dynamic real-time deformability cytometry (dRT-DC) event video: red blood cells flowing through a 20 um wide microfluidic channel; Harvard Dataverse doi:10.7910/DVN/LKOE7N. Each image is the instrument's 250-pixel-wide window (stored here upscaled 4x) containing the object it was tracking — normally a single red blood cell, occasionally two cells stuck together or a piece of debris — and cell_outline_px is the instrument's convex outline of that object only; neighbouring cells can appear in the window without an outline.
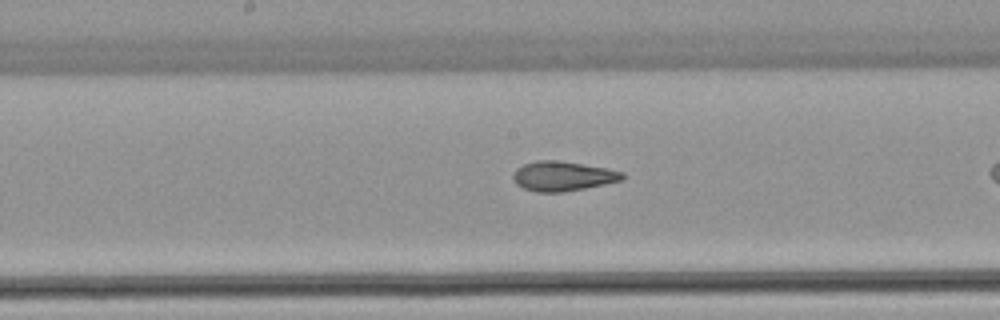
{"species": "common noctule bat (a hibernating species)", "species_latin": "Nyctalus noctula", "temperature_condition": "warm", "stored_images_in_passage": 26, "camera_frame_rate_fps": 3000, "um_per_image_px": 0.085, "animal": {"sex": "female", "body_mass_g": 22.7, "forearm_length_mm": 54.2}, "frame": {"image": 1, "passage_image": 12, "time_ms": 3.667, "image_size_px": [1000, 320], "cell_outline_px": [[624, 180], [564, 192], [536, 192], [524, 188], [516, 184], [512, 180], [512, 176], [516, 168], [524, 164], [536, 160], [560, 160], [608, 168], [624, 172]], "centroid_in_image_um": [47.83, 14.96], "position_along_channel_um": 200.4, "area_um2": 19.07}}